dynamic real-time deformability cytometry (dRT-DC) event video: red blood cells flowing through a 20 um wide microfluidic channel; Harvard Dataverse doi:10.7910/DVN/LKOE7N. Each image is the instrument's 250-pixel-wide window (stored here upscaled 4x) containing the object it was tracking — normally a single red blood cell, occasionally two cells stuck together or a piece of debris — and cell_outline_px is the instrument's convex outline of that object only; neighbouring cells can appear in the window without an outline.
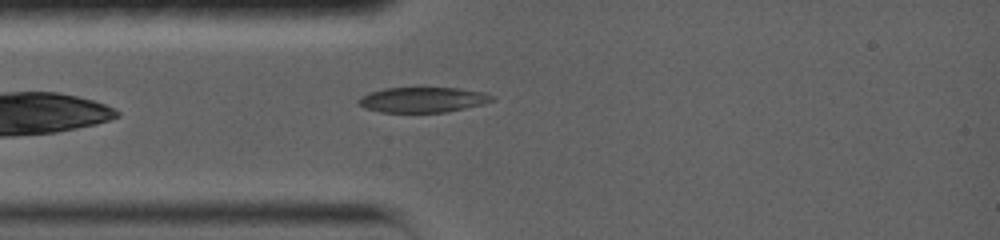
{"species": "common noctule bat (a hibernating species)", "species_latin": "Nyctalus noctula", "temperature_condition": "warm", "stored_images_in_passage": 1, "camera_frame_rate_fps": 5000, "um_per_image_px": 0.085, "animal": {"sex": "female", "body_mass_g": 19.0, "forearm_length_mm": 56.7}, "frame": {"image": 1, "passage_image": 1, "time_ms": 0.0, "image_size_px": [1000, 240], "cell_outline_px": [[496, 100], [464, 108], [444, 112], [380, 112], [364, 108], [356, 100], [360, 96], [368, 92], [384, 88], [460, 88], [484, 92], [496, 96]], "centroid_in_image_um": [35.92, 8.47], "position_along_channel_um": 49.1, "area_um2": 19.71}}